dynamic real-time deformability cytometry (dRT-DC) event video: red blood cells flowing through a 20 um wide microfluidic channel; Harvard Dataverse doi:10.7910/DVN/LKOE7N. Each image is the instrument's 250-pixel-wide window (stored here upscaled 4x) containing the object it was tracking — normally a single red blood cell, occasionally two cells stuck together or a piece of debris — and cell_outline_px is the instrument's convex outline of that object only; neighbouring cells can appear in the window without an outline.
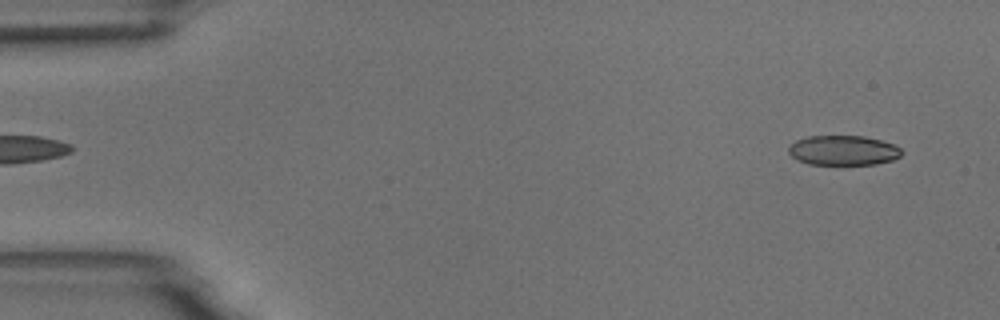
{"species": "common noctule bat (a hibernating species)", "species_latin": "Nyctalus noctula", "temperature_condition": "room temperature", "stored_images_in_passage": 53, "camera_frame_rate_fps": 3000, "um_per_image_px": 0.085, "animal": {"sex": "male", "body_mass_g": 18.8}, "frame": {"image": 1, "passage_image": 3, "time_ms": 0.667, "image_size_px": [1000, 320], "cell_outline_px": [[904, 152], [900, 156], [892, 160], [876, 164], [808, 164], [792, 156], [788, 152], [788, 148], [796, 140], [808, 136], [864, 136], [880, 140], [892, 144], [900, 148]], "centroid_in_image_um": [71.69, 12.78], "position_along_channel_um": 13.3, "area_um2": 19.48}}
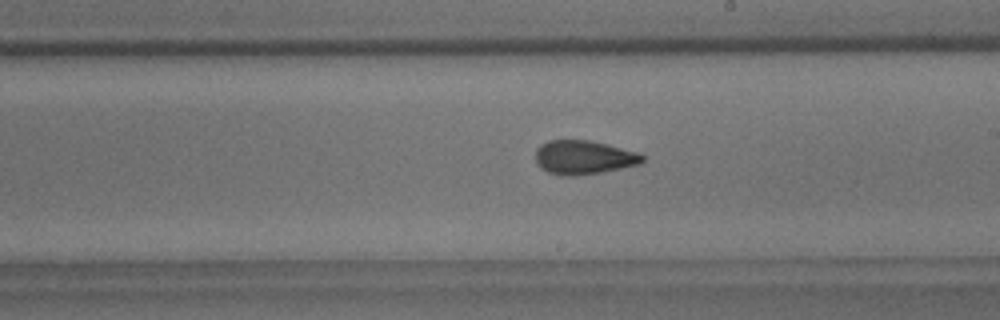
{"frame": {"image": 2, "passage_image": 30, "time_ms": 9.667, "image_size_px": [1000, 320], "cell_outline_px": [[644, 160], [640, 164], [600, 172], [572, 176], [560, 176], [548, 172], [540, 168], [536, 164], [536, 148], [540, 144], [548, 140], [592, 140], [608, 144], [636, 152], [644, 156]], "centroid_in_image_um": [49.57, 13.37], "position_along_channel_um": 239.4, "area_um2": 21.21}}
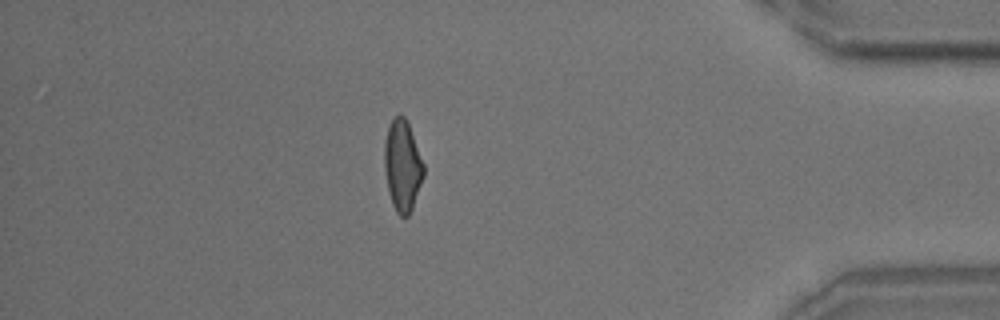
{"frame": {"image": 3, "passage_image": 46, "time_ms": 15.0, "image_size_px": [1000, 320], "cell_outline_px": [[424, 176], [412, 208], [408, 216], [400, 216], [396, 212], [392, 204], [388, 188], [384, 168], [384, 140], [388, 124], [400, 112], [404, 116], [408, 124], [424, 164]], "centroid_in_image_um": [34.19, 14.06], "position_along_channel_um": 401.0, "area_um2": 20.81}, "authors_computed_cell_mechanics": {"area_um2": 20.808, "velocity_mm_per_s": 3.7591, "shape_relaxation_time_tau1_ms": 6.5655, "shape_relaxation_time_tau2_ms": 1.8845, "deformation_change_tau1": 0.1604, "deformation_change_tau2": 0.0844}}